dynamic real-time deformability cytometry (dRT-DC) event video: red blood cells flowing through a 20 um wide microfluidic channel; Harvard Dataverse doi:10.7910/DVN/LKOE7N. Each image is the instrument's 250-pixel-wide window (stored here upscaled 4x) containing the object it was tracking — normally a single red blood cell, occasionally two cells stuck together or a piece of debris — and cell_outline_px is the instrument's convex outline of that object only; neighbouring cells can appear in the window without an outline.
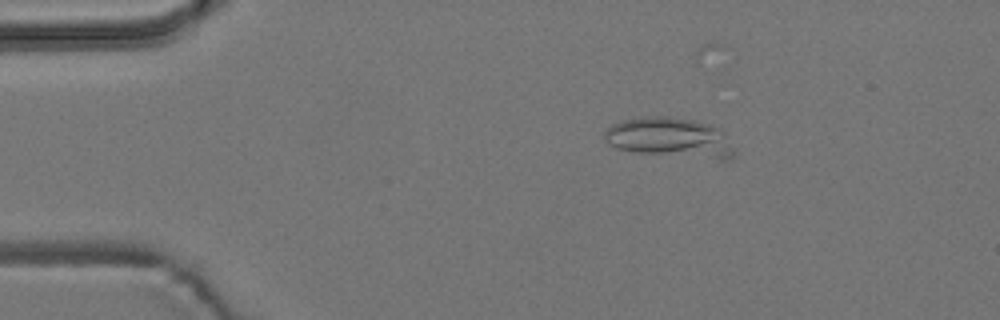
{"species": "common noctule bat (a hibernating species)", "species_latin": "Nyctalus noctula", "temperature_condition": "room temperature", "stored_images_in_passage": 3, "camera_frame_rate_fps": 3000, "um_per_image_px": 0.085, "animal": {"sex": "male", "body_mass_g": 19.2, "forearm_length_mm": 51.8}, "frame": {"image": 1, "passage_image": 2, "time_ms": 0.333, "image_size_px": [1000, 320], "cell_outline_px": [[736, 156], [732, 160], [720, 160], [636, 152], [616, 148], [608, 144], [604, 136], [604, 132], [612, 124], [624, 120], [656, 116], [668, 116], [692, 120], [720, 128], [724, 132], [736, 148]], "centroid_in_image_um": [57.04, 11.73], "position_along_channel_um": 28.0, "area_um2": 30.52}}